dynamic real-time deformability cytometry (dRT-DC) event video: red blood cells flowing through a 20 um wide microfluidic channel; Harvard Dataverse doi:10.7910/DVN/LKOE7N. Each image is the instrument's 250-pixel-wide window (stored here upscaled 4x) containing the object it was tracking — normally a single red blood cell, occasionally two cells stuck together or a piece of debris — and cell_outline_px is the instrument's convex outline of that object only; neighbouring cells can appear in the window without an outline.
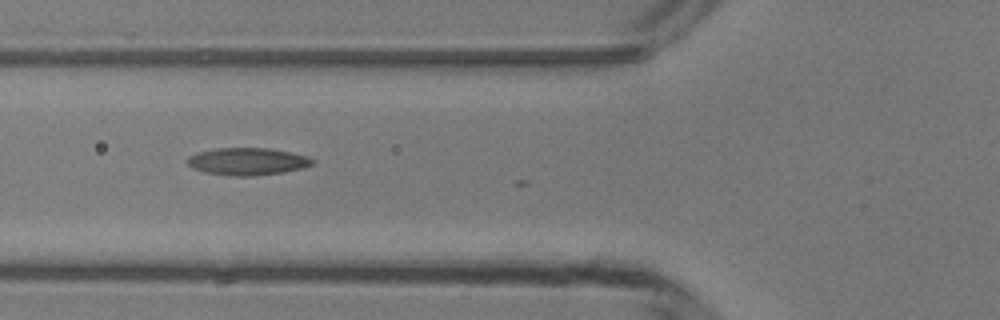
{"species": "common noctule bat (a hibernating species)", "species_latin": "Nyctalus noctula", "temperature_condition": "room temperature", "stored_images_in_passage": 5, "camera_frame_rate_fps": 3000, "um_per_image_px": 0.085, "animal": {"sex": "male", "body_mass_g": 13.3}, "frame": {"image": 1, "passage_image": 2, "time_ms": 0.333, "image_size_px": [1000, 320], "cell_outline_px": [[316, 160], [312, 164], [304, 168], [284, 172], [252, 176], [232, 176], [204, 172], [192, 168], [188, 164], [188, 156], [196, 152], [216, 148], [268, 148], [308, 156]], "centroid_in_image_um": [21.03, 13.72], "position_along_channel_um": 104.8, "area_um2": 20.0}}